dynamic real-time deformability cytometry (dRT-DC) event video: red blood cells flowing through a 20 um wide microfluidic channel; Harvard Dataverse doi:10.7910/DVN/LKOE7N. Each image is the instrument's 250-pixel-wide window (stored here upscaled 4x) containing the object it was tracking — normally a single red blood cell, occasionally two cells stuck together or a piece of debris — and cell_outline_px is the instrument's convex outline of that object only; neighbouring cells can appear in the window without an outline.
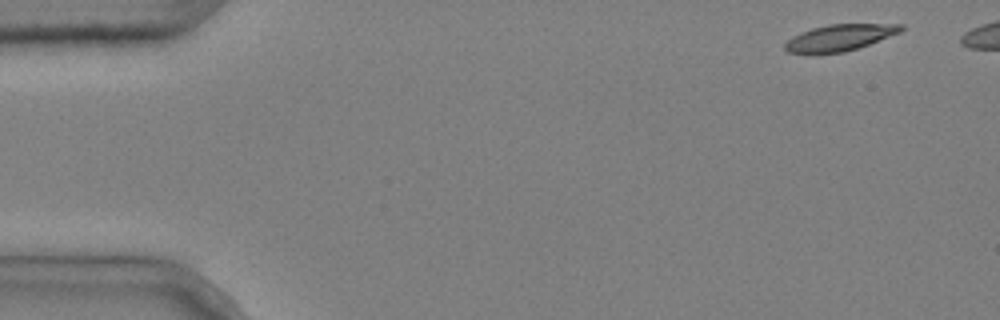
{"species": "common noctule bat (a hibernating species)", "species_latin": "Nyctalus noctula", "temperature_condition": "cold", "stored_images_in_passage": 5, "camera_frame_rate_fps": 3000, "um_per_image_px": 0.085, "animal": {"sex": "male", "body_mass_g": 20.4}, "frame": {"image": 1, "passage_image": 1, "time_ms": 0.0, "image_size_px": [1000, 320], "cell_outline_px": [[904, 28], [900, 32], [868, 44], [844, 52], [816, 56], [812, 56], [788, 52], [784, 48], [784, 44], [792, 36], [800, 32], [812, 28], [828, 24], [904, 24]], "centroid_in_image_um": [71.27, 3.23], "position_along_channel_um": 13.7, "area_um2": 18.26}}